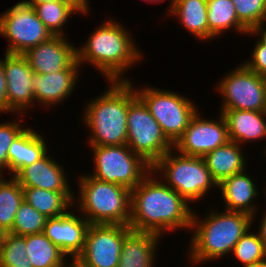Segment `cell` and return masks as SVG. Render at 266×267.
<instances>
[{
	"label": "cell",
	"mask_w": 266,
	"mask_h": 267,
	"mask_svg": "<svg viewBox=\"0 0 266 267\" xmlns=\"http://www.w3.org/2000/svg\"><path fill=\"white\" fill-rule=\"evenodd\" d=\"M4 76L3 58H0V113L7 116V86Z\"/></svg>",
	"instance_id": "cell-36"
},
{
	"label": "cell",
	"mask_w": 266,
	"mask_h": 267,
	"mask_svg": "<svg viewBox=\"0 0 266 267\" xmlns=\"http://www.w3.org/2000/svg\"><path fill=\"white\" fill-rule=\"evenodd\" d=\"M89 148L94 168L93 172L87 174L98 180L123 185L132 190L152 171V166L126 144Z\"/></svg>",
	"instance_id": "cell-9"
},
{
	"label": "cell",
	"mask_w": 266,
	"mask_h": 267,
	"mask_svg": "<svg viewBox=\"0 0 266 267\" xmlns=\"http://www.w3.org/2000/svg\"><path fill=\"white\" fill-rule=\"evenodd\" d=\"M74 3L83 13L91 12L92 13V7H91V1L90 0H68ZM90 3V4H89Z\"/></svg>",
	"instance_id": "cell-39"
},
{
	"label": "cell",
	"mask_w": 266,
	"mask_h": 267,
	"mask_svg": "<svg viewBox=\"0 0 266 267\" xmlns=\"http://www.w3.org/2000/svg\"><path fill=\"white\" fill-rule=\"evenodd\" d=\"M65 267H84L76 260H69Z\"/></svg>",
	"instance_id": "cell-41"
},
{
	"label": "cell",
	"mask_w": 266,
	"mask_h": 267,
	"mask_svg": "<svg viewBox=\"0 0 266 267\" xmlns=\"http://www.w3.org/2000/svg\"><path fill=\"white\" fill-rule=\"evenodd\" d=\"M162 238L155 233L131 230L124 239L117 267H155Z\"/></svg>",
	"instance_id": "cell-22"
},
{
	"label": "cell",
	"mask_w": 266,
	"mask_h": 267,
	"mask_svg": "<svg viewBox=\"0 0 266 267\" xmlns=\"http://www.w3.org/2000/svg\"><path fill=\"white\" fill-rule=\"evenodd\" d=\"M100 26L76 46L77 61L81 68L86 64L96 69L108 81H131L127 77L145 56L136 43L133 33L114 18H105Z\"/></svg>",
	"instance_id": "cell-2"
},
{
	"label": "cell",
	"mask_w": 266,
	"mask_h": 267,
	"mask_svg": "<svg viewBox=\"0 0 266 267\" xmlns=\"http://www.w3.org/2000/svg\"><path fill=\"white\" fill-rule=\"evenodd\" d=\"M133 81L129 82L134 86L137 96L148 107L166 138L174 145L187 129L191 118L200 109L199 106L178 90L172 91L151 84L141 85L140 88L134 85Z\"/></svg>",
	"instance_id": "cell-7"
},
{
	"label": "cell",
	"mask_w": 266,
	"mask_h": 267,
	"mask_svg": "<svg viewBox=\"0 0 266 267\" xmlns=\"http://www.w3.org/2000/svg\"><path fill=\"white\" fill-rule=\"evenodd\" d=\"M263 82H264V85H265V103H266V76L263 77Z\"/></svg>",
	"instance_id": "cell-46"
},
{
	"label": "cell",
	"mask_w": 266,
	"mask_h": 267,
	"mask_svg": "<svg viewBox=\"0 0 266 267\" xmlns=\"http://www.w3.org/2000/svg\"><path fill=\"white\" fill-rule=\"evenodd\" d=\"M13 119L0 122V172L8 173V150L16 137L27 127L24 120V114H13ZM20 119V120H19Z\"/></svg>",
	"instance_id": "cell-33"
},
{
	"label": "cell",
	"mask_w": 266,
	"mask_h": 267,
	"mask_svg": "<svg viewBox=\"0 0 266 267\" xmlns=\"http://www.w3.org/2000/svg\"><path fill=\"white\" fill-rule=\"evenodd\" d=\"M6 233L7 232L0 227V250H1Z\"/></svg>",
	"instance_id": "cell-42"
},
{
	"label": "cell",
	"mask_w": 266,
	"mask_h": 267,
	"mask_svg": "<svg viewBox=\"0 0 266 267\" xmlns=\"http://www.w3.org/2000/svg\"><path fill=\"white\" fill-rule=\"evenodd\" d=\"M264 149H262V153H264V156L266 157V145L263 147Z\"/></svg>",
	"instance_id": "cell-48"
},
{
	"label": "cell",
	"mask_w": 266,
	"mask_h": 267,
	"mask_svg": "<svg viewBox=\"0 0 266 267\" xmlns=\"http://www.w3.org/2000/svg\"><path fill=\"white\" fill-rule=\"evenodd\" d=\"M234 6L231 0H207L209 42L224 36V33L231 30L246 37L250 30L238 19Z\"/></svg>",
	"instance_id": "cell-25"
},
{
	"label": "cell",
	"mask_w": 266,
	"mask_h": 267,
	"mask_svg": "<svg viewBox=\"0 0 266 267\" xmlns=\"http://www.w3.org/2000/svg\"><path fill=\"white\" fill-rule=\"evenodd\" d=\"M165 18H175L197 42H209L207 0H170ZM168 16V17H167Z\"/></svg>",
	"instance_id": "cell-23"
},
{
	"label": "cell",
	"mask_w": 266,
	"mask_h": 267,
	"mask_svg": "<svg viewBox=\"0 0 266 267\" xmlns=\"http://www.w3.org/2000/svg\"><path fill=\"white\" fill-rule=\"evenodd\" d=\"M108 87L90 97L81 114L89 133L87 146H119L127 142L129 81H108Z\"/></svg>",
	"instance_id": "cell-4"
},
{
	"label": "cell",
	"mask_w": 266,
	"mask_h": 267,
	"mask_svg": "<svg viewBox=\"0 0 266 267\" xmlns=\"http://www.w3.org/2000/svg\"><path fill=\"white\" fill-rule=\"evenodd\" d=\"M151 171L131 190L129 227L161 235L190 231L194 209Z\"/></svg>",
	"instance_id": "cell-1"
},
{
	"label": "cell",
	"mask_w": 266,
	"mask_h": 267,
	"mask_svg": "<svg viewBox=\"0 0 266 267\" xmlns=\"http://www.w3.org/2000/svg\"><path fill=\"white\" fill-rule=\"evenodd\" d=\"M264 208H263L264 211H262L264 214L261 215L262 216L260 217L261 220L259 221V224L256 229L259 231L262 241L266 247V206H264Z\"/></svg>",
	"instance_id": "cell-38"
},
{
	"label": "cell",
	"mask_w": 266,
	"mask_h": 267,
	"mask_svg": "<svg viewBox=\"0 0 266 267\" xmlns=\"http://www.w3.org/2000/svg\"><path fill=\"white\" fill-rule=\"evenodd\" d=\"M243 148L237 142L229 141L203 156L206 166L217 184L225 178L241 173L248 168L246 159H249V156H246L245 151L243 152L246 147Z\"/></svg>",
	"instance_id": "cell-24"
},
{
	"label": "cell",
	"mask_w": 266,
	"mask_h": 267,
	"mask_svg": "<svg viewBox=\"0 0 266 267\" xmlns=\"http://www.w3.org/2000/svg\"><path fill=\"white\" fill-rule=\"evenodd\" d=\"M0 267H33L26 254V235L6 233L0 250Z\"/></svg>",
	"instance_id": "cell-31"
},
{
	"label": "cell",
	"mask_w": 266,
	"mask_h": 267,
	"mask_svg": "<svg viewBox=\"0 0 266 267\" xmlns=\"http://www.w3.org/2000/svg\"><path fill=\"white\" fill-rule=\"evenodd\" d=\"M126 145L151 166L173 149V144L166 138L161 126L137 96L130 82Z\"/></svg>",
	"instance_id": "cell-8"
},
{
	"label": "cell",
	"mask_w": 266,
	"mask_h": 267,
	"mask_svg": "<svg viewBox=\"0 0 266 267\" xmlns=\"http://www.w3.org/2000/svg\"><path fill=\"white\" fill-rule=\"evenodd\" d=\"M4 175L6 176L7 174L0 172V184L6 179Z\"/></svg>",
	"instance_id": "cell-45"
},
{
	"label": "cell",
	"mask_w": 266,
	"mask_h": 267,
	"mask_svg": "<svg viewBox=\"0 0 266 267\" xmlns=\"http://www.w3.org/2000/svg\"><path fill=\"white\" fill-rule=\"evenodd\" d=\"M80 70L83 72L76 59L65 70L48 74L34 73L32 83L35 106H40L48 111V109L65 103L73 95L72 93H75L76 87L80 85L77 84L82 78Z\"/></svg>",
	"instance_id": "cell-15"
},
{
	"label": "cell",
	"mask_w": 266,
	"mask_h": 267,
	"mask_svg": "<svg viewBox=\"0 0 266 267\" xmlns=\"http://www.w3.org/2000/svg\"><path fill=\"white\" fill-rule=\"evenodd\" d=\"M246 267H266V260L257 264H252L250 266H246Z\"/></svg>",
	"instance_id": "cell-44"
},
{
	"label": "cell",
	"mask_w": 266,
	"mask_h": 267,
	"mask_svg": "<svg viewBox=\"0 0 266 267\" xmlns=\"http://www.w3.org/2000/svg\"><path fill=\"white\" fill-rule=\"evenodd\" d=\"M26 4L29 6H36L38 4H43V3H50L54 1H62V0H23Z\"/></svg>",
	"instance_id": "cell-40"
},
{
	"label": "cell",
	"mask_w": 266,
	"mask_h": 267,
	"mask_svg": "<svg viewBox=\"0 0 266 267\" xmlns=\"http://www.w3.org/2000/svg\"><path fill=\"white\" fill-rule=\"evenodd\" d=\"M90 223L74 208L59 217L47 218L44 235L67 256L75 260L83 251Z\"/></svg>",
	"instance_id": "cell-16"
},
{
	"label": "cell",
	"mask_w": 266,
	"mask_h": 267,
	"mask_svg": "<svg viewBox=\"0 0 266 267\" xmlns=\"http://www.w3.org/2000/svg\"><path fill=\"white\" fill-rule=\"evenodd\" d=\"M234 68L221 76L215 84L214 91L222 97L218 110L266 112L263 77L248 69L242 62Z\"/></svg>",
	"instance_id": "cell-10"
},
{
	"label": "cell",
	"mask_w": 266,
	"mask_h": 267,
	"mask_svg": "<svg viewBox=\"0 0 266 267\" xmlns=\"http://www.w3.org/2000/svg\"><path fill=\"white\" fill-rule=\"evenodd\" d=\"M24 200L23 188L9 176L0 184V227L9 233L12 230L18 208Z\"/></svg>",
	"instance_id": "cell-29"
},
{
	"label": "cell",
	"mask_w": 266,
	"mask_h": 267,
	"mask_svg": "<svg viewBox=\"0 0 266 267\" xmlns=\"http://www.w3.org/2000/svg\"><path fill=\"white\" fill-rule=\"evenodd\" d=\"M263 192H262V194H264V196L263 197H265L266 198V185H264V189L262 190ZM266 203V202H265Z\"/></svg>",
	"instance_id": "cell-47"
},
{
	"label": "cell",
	"mask_w": 266,
	"mask_h": 267,
	"mask_svg": "<svg viewBox=\"0 0 266 267\" xmlns=\"http://www.w3.org/2000/svg\"><path fill=\"white\" fill-rule=\"evenodd\" d=\"M28 125L13 141L8 150V174L15 177L24 167L34 164L50 149L40 130Z\"/></svg>",
	"instance_id": "cell-20"
},
{
	"label": "cell",
	"mask_w": 266,
	"mask_h": 267,
	"mask_svg": "<svg viewBox=\"0 0 266 267\" xmlns=\"http://www.w3.org/2000/svg\"><path fill=\"white\" fill-rule=\"evenodd\" d=\"M26 254L33 267H65L69 261L44 233L26 235Z\"/></svg>",
	"instance_id": "cell-28"
},
{
	"label": "cell",
	"mask_w": 266,
	"mask_h": 267,
	"mask_svg": "<svg viewBox=\"0 0 266 267\" xmlns=\"http://www.w3.org/2000/svg\"><path fill=\"white\" fill-rule=\"evenodd\" d=\"M245 171L225 178L218 184V192L220 194L222 205L225 210L244 212L253 217V224L260 213V205L257 204V198L262 195L256 184L254 176L249 175V171ZM260 192V193H259ZM259 212V213H258Z\"/></svg>",
	"instance_id": "cell-18"
},
{
	"label": "cell",
	"mask_w": 266,
	"mask_h": 267,
	"mask_svg": "<svg viewBox=\"0 0 266 267\" xmlns=\"http://www.w3.org/2000/svg\"><path fill=\"white\" fill-rule=\"evenodd\" d=\"M143 1H145V3H150V4H158V3H162V2H164V1H166V0H143ZM170 1V0H169Z\"/></svg>",
	"instance_id": "cell-43"
},
{
	"label": "cell",
	"mask_w": 266,
	"mask_h": 267,
	"mask_svg": "<svg viewBox=\"0 0 266 267\" xmlns=\"http://www.w3.org/2000/svg\"><path fill=\"white\" fill-rule=\"evenodd\" d=\"M254 48L251 50L250 57L241 61L248 69L257 73L261 77L266 76V44L259 38L255 39Z\"/></svg>",
	"instance_id": "cell-35"
},
{
	"label": "cell",
	"mask_w": 266,
	"mask_h": 267,
	"mask_svg": "<svg viewBox=\"0 0 266 267\" xmlns=\"http://www.w3.org/2000/svg\"><path fill=\"white\" fill-rule=\"evenodd\" d=\"M152 171L189 204L204 202L210 191L218 190L203 157L187 156L169 150L153 166ZM203 199V200H202Z\"/></svg>",
	"instance_id": "cell-6"
},
{
	"label": "cell",
	"mask_w": 266,
	"mask_h": 267,
	"mask_svg": "<svg viewBox=\"0 0 266 267\" xmlns=\"http://www.w3.org/2000/svg\"><path fill=\"white\" fill-rule=\"evenodd\" d=\"M66 36L53 35L26 51V58L35 74H48L67 69L76 59V45Z\"/></svg>",
	"instance_id": "cell-17"
},
{
	"label": "cell",
	"mask_w": 266,
	"mask_h": 267,
	"mask_svg": "<svg viewBox=\"0 0 266 267\" xmlns=\"http://www.w3.org/2000/svg\"><path fill=\"white\" fill-rule=\"evenodd\" d=\"M0 36L8 41L5 53L23 55L53 35L34 8L21 0L0 14Z\"/></svg>",
	"instance_id": "cell-11"
},
{
	"label": "cell",
	"mask_w": 266,
	"mask_h": 267,
	"mask_svg": "<svg viewBox=\"0 0 266 267\" xmlns=\"http://www.w3.org/2000/svg\"><path fill=\"white\" fill-rule=\"evenodd\" d=\"M3 67L7 83V114L28 116L26 114L35 108L33 70L22 54L4 53Z\"/></svg>",
	"instance_id": "cell-14"
},
{
	"label": "cell",
	"mask_w": 266,
	"mask_h": 267,
	"mask_svg": "<svg viewBox=\"0 0 266 267\" xmlns=\"http://www.w3.org/2000/svg\"><path fill=\"white\" fill-rule=\"evenodd\" d=\"M238 19L249 29L266 21V0H231Z\"/></svg>",
	"instance_id": "cell-34"
},
{
	"label": "cell",
	"mask_w": 266,
	"mask_h": 267,
	"mask_svg": "<svg viewBox=\"0 0 266 267\" xmlns=\"http://www.w3.org/2000/svg\"><path fill=\"white\" fill-rule=\"evenodd\" d=\"M226 119L229 139L241 146L266 141V112L220 110Z\"/></svg>",
	"instance_id": "cell-21"
},
{
	"label": "cell",
	"mask_w": 266,
	"mask_h": 267,
	"mask_svg": "<svg viewBox=\"0 0 266 267\" xmlns=\"http://www.w3.org/2000/svg\"><path fill=\"white\" fill-rule=\"evenodd\" d=\"M32 7L52 35L68 36L65 27L73 16L80 14L86 17L92 16L90 12L83 13L74 3L68 0L43 3Z\"/></svg>",
	"instance_id": "cell-27"
},
{
	"label": "cell",
	"mask_w": 266,
	"mask_h": 267,
	"mask_svg": "<svg viewBox=\"0 0 266 267\" xmlns=\"http://www.w3.org/2000/svg\"><path fill=\"white\" fill-rule=\"evenodd\" d=\"M205 215L194 210L187 247L189 265L203 266L231 255L237 241L253 225V217L239 211L218 210L216 205ZM202 218V219H200Z\"/></svg>",
	"instance_id": "cell-3"
},
{
	"label": "cell",
	"mask_w": 266,
	"mask_h": 267,
	"mask_svg": "<svg viewBox=\"0 0 266 267\" xmlns=\"http://www.w3.org/2000/svg\"><path fill=\"white\" fill-rule=\"evenodd\" d=\"M129 225L90 224L84 249L75 259L84 267H117Z\"/></svg>",
	"instance_id": "cell-12"
},
{
	"label": "cell",
	"mask_w": 266,
	"mask_h": 267,
	"mask_svg": "<svg viewBox=\"0 0 266 267\" xmlns=\"http://www.w3.org/2000/svg\"><path fill=\"white\" fill-rule=\"evenodd\" d=\"M202 114L200 110L197 111L183 135L173 145L178 153L203 157L230 141L227 122L222 113H219L218 119H208Z\"/></svg>",
	"instance_id": "cell-13"
},
{
	"label": "cell",
	"mask_w": 266,
	"mask_h": 267,
	"mask_svg": "<svg viewBox=\"0 0 266 267\" xmlns=\"http://www.w3.org/2000/svg\"><path fill=\"white\" fill-rule=\"evenodd\" d=\"M24 200L47 218L59 217L73 208L74 192L23 188Z\"/></svg>",
	"instance_id": "cell-26"
},
{
	"label": "cell",
	"mask_w": 266,
	"mask_h": 267,
	"mask_svg": "<svg viewBox=\"0 0 266 267\" xmlns=\"http://www.w3.org/2000/svg\"><path fill=\"white\" fill-rule=\"evenodd\" d=\"M248 37L252 38L257 36L264 44H266V21L255 26L252 30H250L247 34Z\"/></svg>",
	"instance_id": "cell-37"
},
{
	"label": "cell",
	"mask_w": 266,
	"mask_h": 267,
	"mask_svg": "<svg viewBox=\"0 0 266 267\" xmlns=\"http://www.w3.org/2000/svg\"><path fill=\"white\" fill-rule=\"evenodd\" d=\"M47 152L34 164L24 167L14 178L22 188H39L55 192H74L64 164ZM71 185V186H70Z\"/></svg>",
	"instance_id": "cell-19"
},
{
	"label": "cell",
	"mask_w": 266,
	"mask_h": 267,
	"mask_svg": "<svg viewBox=\"0 0 266 267\" xmlns=\"http://www.w3.org/2000/svg\"><path fill=\"white\" fill-rule=\"evenodd\" d=\"M76 178L73 207L90 224L129 225V188L98 180L87 172Z\"/></svg>",
	"instance_id": "cell-5"
},
{
	"label": "cell",
	"mask_w": 266,
	"mask_h": 267,
	"mask_svg": "<svg viewBox=\"0 0 266 267\" xmlns=\"http://www.w3.org/2000/svg\"><path fill=\"white\" fill-rule=\"evenodd\" d=\"M249 228L235 244L231 257L241 267L250 266L266 260V247L258 230Z\"/></svg>",
	"instance_id": "cell-30"
},
{
	"label": "cell",
	"mask_w": 266,
	"mask_h": 267,
	"mask_svg": "<svg viewBox=\"0 0 266 267\" xmlns=\"http://www.w3.org/2000/svg\"><path fill=\"white\" fill-rule=\"evenodd\" d=\"M46 220L47 217L23 200L16 212L10 233L23 236L43 233Z\"/></svg>",
	"instance_id": "cell-32"
}]
</instances>
